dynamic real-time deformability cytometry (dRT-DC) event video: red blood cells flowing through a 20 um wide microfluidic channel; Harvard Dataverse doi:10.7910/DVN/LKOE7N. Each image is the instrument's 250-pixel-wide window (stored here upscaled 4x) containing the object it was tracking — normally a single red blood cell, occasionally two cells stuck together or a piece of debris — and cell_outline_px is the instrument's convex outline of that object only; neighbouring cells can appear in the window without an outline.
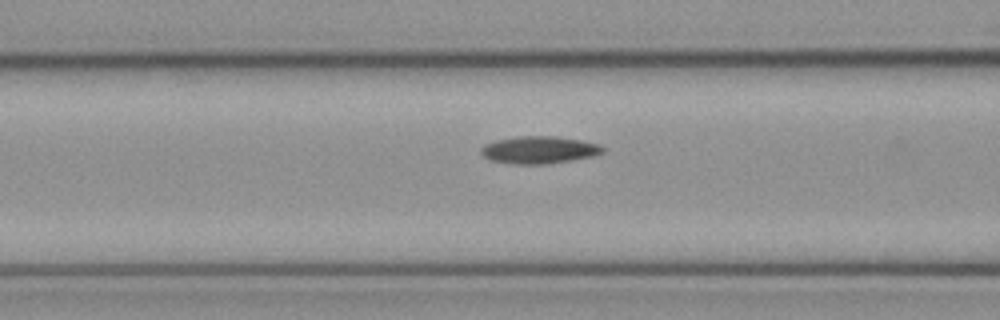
{"species": "common noctule bat (a hibernating species)", "species_latin": "Nyctalus noctula", "temperature_condition": "cold", "stored_images_in_passage": 20, "camera_frame_rate_fps": 3000, "um_per_image_px": 0.085, "animal": {"sex": "female", "body_mass_g": 21.9}, "frame": {"image": 1, "passage_image": 9, "time_ms": 2.667, "image_size_px": [1000, 320], "cell_outline_px": [[604, 152], [592, 156], [572, 160], [548, 164], [512, 164], [488, 160], [480, 152], [480, 148], [484, 144], [496, 140], [516, 136], [556, 136], [580, 140], [600, 144], [604, 148]], "centroid_in_image_um": [45.8, 12.74], "position_along_channel_um": 120.8, "area_um2": 19.59}}
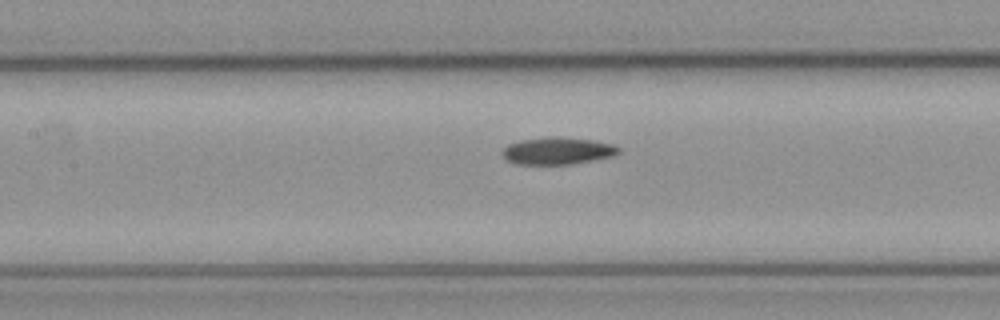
{"frame": {"image": 2, "passage_image": 12, "time_ms": 3.667, "image_size_px": [1000, 320], "cell_outline_px": [[620, 152], [616, 156], [572, 164], [516, 164], [508, 160], [500, 152], [508, 144], [520, 140], [548, 136], [556, 136], [592, 140], [612, 144], [620, 148]], "centroid_in_image_um": [47.41, 12.82], "position_along_channel_um": 160.0, "area_um2": 18.55}}
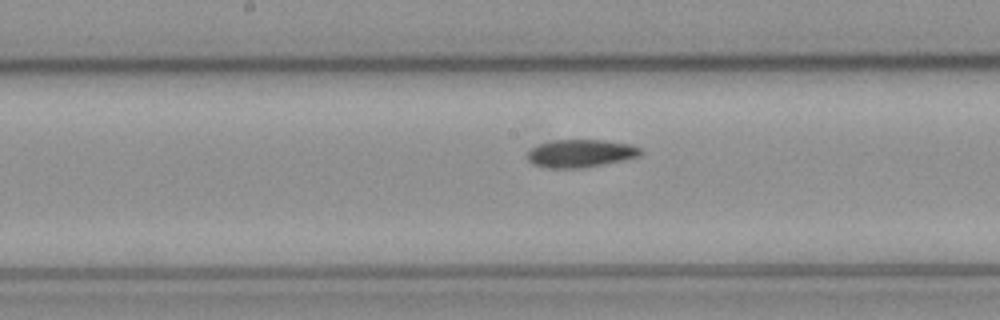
{"frame": {"image": 3, "passage_image": 15, "time_ms": 4.667, "image_size_px": [1000, 320], "cell_outline_px": [[644, 152], [640, 156], [624, 160], [584, 168], [548, 168], [532, 164], [528, 160], [528, 152], [532, 148], [540, 144], [552, 140], [604, 140], [632, 144], [640, 148]], "centroid_in_image_um": [49.39, 13.04], "position_along_channel_um": 198.8, "area_um2": 18.5}}